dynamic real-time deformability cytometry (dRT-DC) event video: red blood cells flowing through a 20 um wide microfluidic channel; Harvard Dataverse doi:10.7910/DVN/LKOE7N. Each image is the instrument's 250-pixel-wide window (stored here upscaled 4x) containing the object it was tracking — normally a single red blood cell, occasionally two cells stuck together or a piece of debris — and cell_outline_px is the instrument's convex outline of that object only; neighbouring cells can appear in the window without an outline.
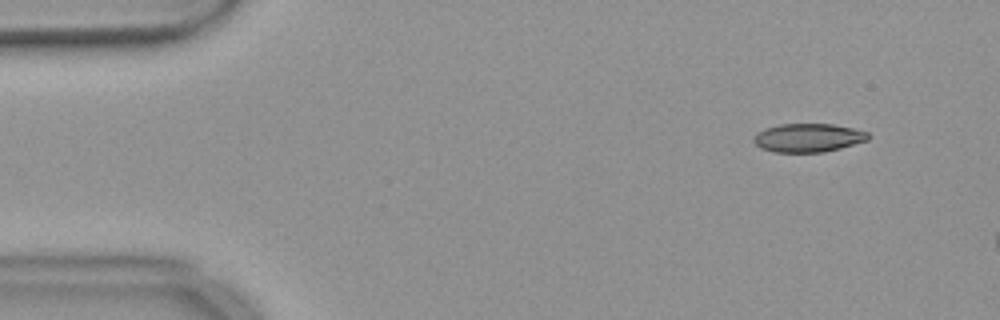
{"species": "common noctule bat (a hibernating species)", "species_latin": "Nyctalus noctula", "temperature_condition": "warm", "stored_images_in_passage": 11, "camera_frame_rate_fps": 3000, "um_per_image_px": 0.085, "animal": {"sex": "female", "body_mass_g": 18.4}, "frame": {"image": 1, "passage_image": 5, "time_ms": 1.333, "image_size_px": [1000, 320], "cell_outline_px": [[872, 136], [868, 140], [840, 148], [824, 152], [772, 152], [760, 148], [752, 140], [752, 136], [756, 132], [764, 128], [780, 124], [832, 124], [852, 128], [868, 132]], "centroid_in_image_um": [68.66, 11.71], "position_along_channel_um": 16.3, "area_um2": 19.25}}